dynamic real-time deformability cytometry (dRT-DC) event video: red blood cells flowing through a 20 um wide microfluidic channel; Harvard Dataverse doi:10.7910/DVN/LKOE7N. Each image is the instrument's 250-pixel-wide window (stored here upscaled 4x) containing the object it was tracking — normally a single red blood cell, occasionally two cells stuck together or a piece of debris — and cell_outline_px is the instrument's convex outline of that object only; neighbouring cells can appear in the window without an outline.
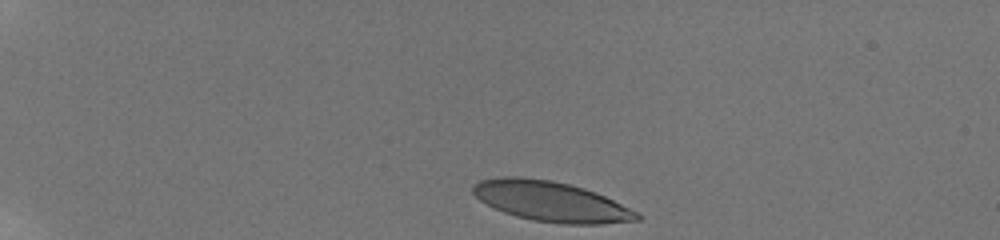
{"species": "human", "species_latin": "Homo sapiens", "temperature_condition": "room temperature", "stored_images_in_passage": 16, "camera_frame_rate_fps": 3000, "um_per_image_px": 0.085, "donor": {"sex": "male"}, "frame": {"image": 1, "passage_image": 1, "time_ms": 0.0, "image_size_px": [1000, 240], "cell_outline_px": [[644, 216], [640, 220], [600, 224], [564, 224], [532, 220], [516, 216], [504, 212], [480, 200], [472, 192], [472, 184], [480, 180], [500, 176], [520, 176], [552, 180], [584, 188], [596, 192]], "centroid_in_image_um": [46.81, 17.11], "position_along_channel_um": 38.2, "area_um2": 38.26}}
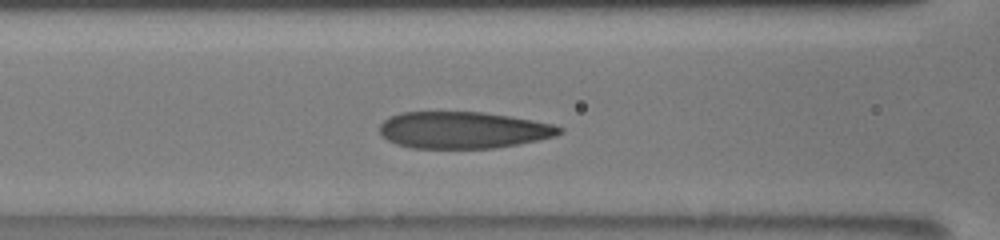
{"frame": {"image": 2, "passage_image": 12, "time_ms": 4.667, "image_size_px": [1000, 240], "cell_outline_px": [[564, 132], [556, 136], [540, 140], [492, 148], [412, 148], [396, 144], [388, 140], [380, 132], [380, 124], [384, 120], [400, 112], [484, 112], [532, 120], [552, 124], [564, 128]], "centroid_in_image_um": [39.39, 11.05], "position_along_channel_um": 127.2, "area_um2": 38.44}}